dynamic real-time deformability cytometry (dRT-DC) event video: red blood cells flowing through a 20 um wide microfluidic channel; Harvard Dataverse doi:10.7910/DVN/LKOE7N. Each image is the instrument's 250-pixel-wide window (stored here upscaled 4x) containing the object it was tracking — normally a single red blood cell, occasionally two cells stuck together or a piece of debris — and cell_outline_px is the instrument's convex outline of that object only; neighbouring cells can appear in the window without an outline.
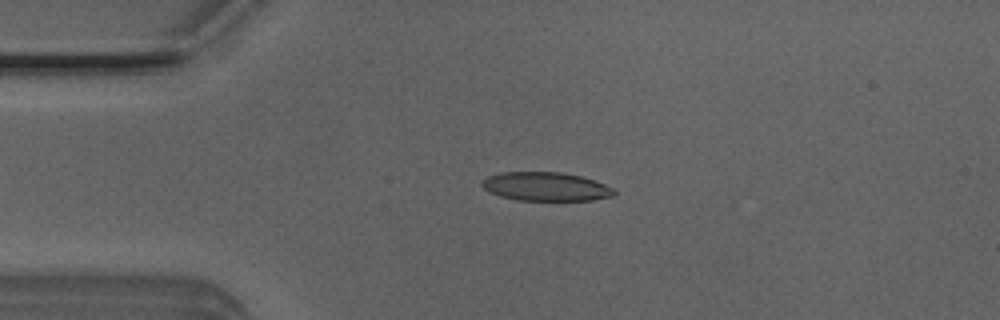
{"species": "Egyptian fruit bat (a non-hibernating species)", "species_latin": "Rousettus aegyptiacus", "temperature_condition": "room temperature", "stored_images_in_passage": 4, "camera_frame_rate_fps": 3000, "um_per_image_px": 0.085, "animal": {"sex": "male"}, "frame": {"image": 1, "passage_image": 3, "time_ms": 0.667, "image_size_px": [1000, 320], "cell_outline_px": [[616, 192], [612, 196], [592, 200], [516, 200], [500, 196], [484, 188], [480, 184], [480, 180], [488, 176], [500, 172], [564, 172], [580, 176], [604, 184], [612, 188]], "centroid_in_image_um": [46.35, 15.85], "position_along_channel_um": 38.6, "area_um2": 22.02}}